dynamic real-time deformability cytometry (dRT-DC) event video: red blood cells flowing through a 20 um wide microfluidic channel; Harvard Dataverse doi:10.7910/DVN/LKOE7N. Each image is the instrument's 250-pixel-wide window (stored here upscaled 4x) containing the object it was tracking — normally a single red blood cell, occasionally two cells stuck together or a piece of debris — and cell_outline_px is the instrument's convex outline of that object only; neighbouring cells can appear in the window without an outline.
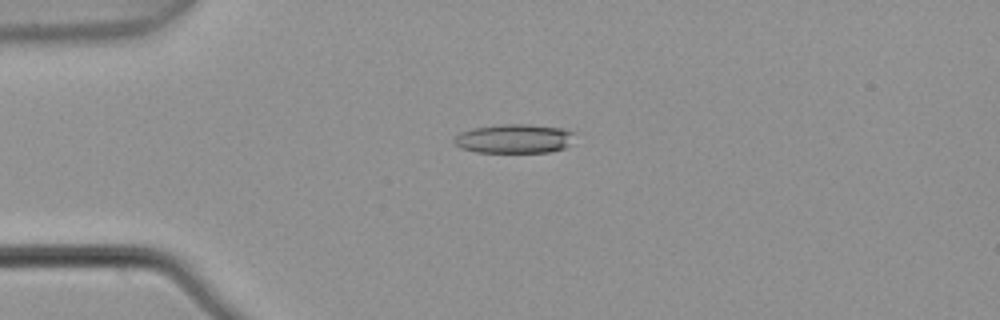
{"species": "common noctule bat (a hibernating species)", "species_latin": "Nyctalus noctula", "temperature_condition": "warm", "stored_images_in_passage": 7, "camera_frame_rate_fps": 3000, "um_per_image_px": 0.085, "animal": {"sex": "male", "body_mass_g": 21.5, "forearm_length_mm": 52.0}, "frame": {"image": 1, "passage_image": 4, "time_ms": 1.0, "image_size_px": [1000, 320], "cell_outline_px": [[572, 132], [568, 144], [564, 148], [548, 152], [476, 152], [460, 148], [452, 140], [460, 132], [472, 128], [500, 124], [528, 124], [564, 128]], "centroid_in_image_um": [43.64, 11.78], "position_along_channel_um": 41.4, "area_um2": 20.29}}
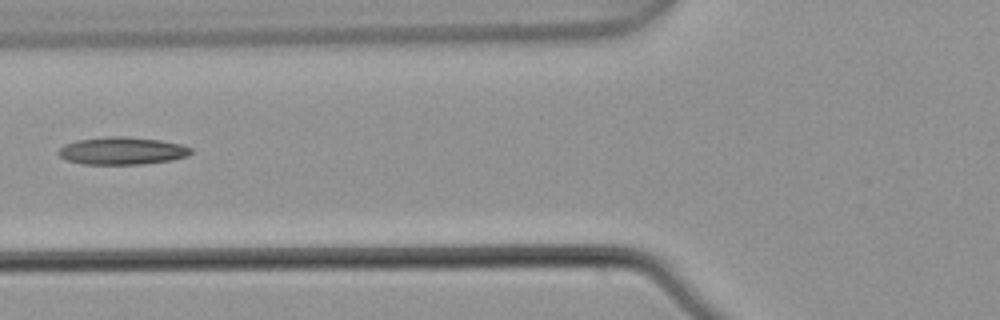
{"frame": {"image": 2, "passage_image": 6, "time_ms": 1.667, "image_size_px": [1000, 320], "cell_outline_px": [[192, 152], [188, 156], [172, 160], [140, 164], [84, 164], [68, 160], [60, 156], [56, 152], [64, 144], [76, 140], [108, 136], [124, 136], [160, 140], [180, 144], [192, 148]], "centroid_in_image_um": [10.38, 12.81], "position_along_channel_um": 115.4, "area_um2": 21.27}}
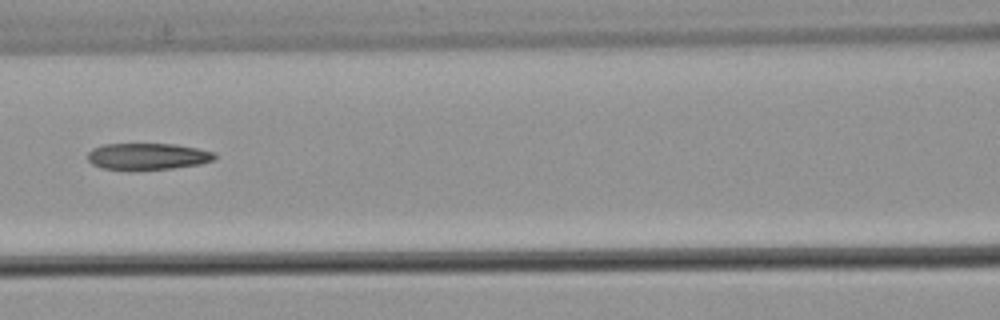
{"frame": {"image": 3, "passage_image": 7, "time_ms": 2.0, "image_size_px": [1000, 320], "cell_outline_px": [[216, 156], [212, 160], [200, 164], [172, 168], [100, 168], [92, 164], [88, 160], [88, 152], [92, 148], [104, 144], [176, 144], [216, 152]], "centroid_in_image_um": [12.55, 13.26], "position_along_channel_um": 154.0, "area_um2": 19.19}}